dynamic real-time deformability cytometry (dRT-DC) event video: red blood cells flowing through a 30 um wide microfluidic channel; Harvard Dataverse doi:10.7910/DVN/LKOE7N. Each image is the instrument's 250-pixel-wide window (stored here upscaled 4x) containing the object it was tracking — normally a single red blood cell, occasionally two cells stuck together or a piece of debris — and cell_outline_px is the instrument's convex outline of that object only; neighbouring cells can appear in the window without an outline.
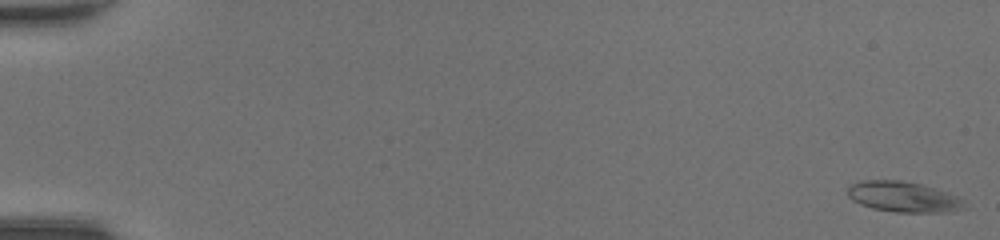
{"species": "common noctule bat (a hibernating species)", "species_latin": "Nyctalus noctula", "temperature_condition": "room temperature", "stored_images_in_passage": 47, "camera_frame_rate_fps": 3000, "um_per_image_px": 0.085, "animal": {"sex": "female", "body_mass_g": 20.0, "forearm_length_mm": 54.0}, "frame": {"image": 1, "passage_image": 1, "time_ms": 0.0, "image_size_px": [1000, 240], "cell_outline_px": [[968, 208], [948, 212], [896, 212], [872, 208], [860, 204], [852, 200], [848, 196], [848, 184], [860, 180], [900, 180], [920, 184], [936, 188], [948, 192], [964, 200]], "centroid_in_image_um": [76.79, 16.73], "position_along_channel_um": 8.2, "area_um2": 21.04}}